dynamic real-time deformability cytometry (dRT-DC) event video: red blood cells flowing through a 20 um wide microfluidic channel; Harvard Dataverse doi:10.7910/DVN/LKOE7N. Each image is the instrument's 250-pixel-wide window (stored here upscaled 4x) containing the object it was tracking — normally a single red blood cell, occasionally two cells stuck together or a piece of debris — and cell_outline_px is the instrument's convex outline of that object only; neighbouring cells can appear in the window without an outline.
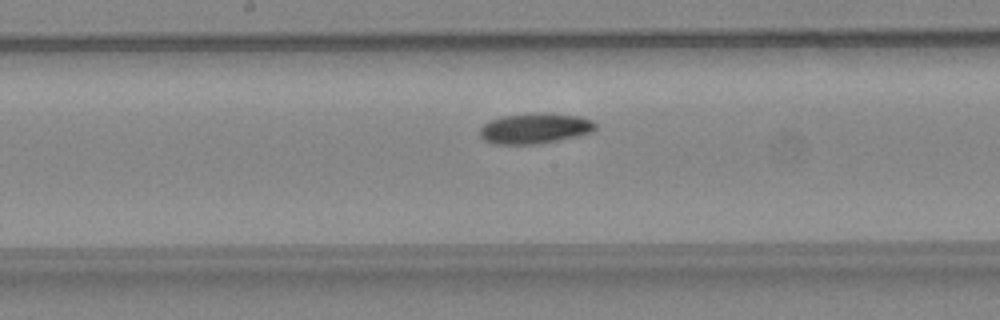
{"species": "common noctule bat (a hibernating species)", "species_latin": "Nyctalus noctula", "temperature_condition": "warm", "stored_images_in_passage": 29, "camera_frame_rate_fps": 3000, "um_per_image_px": 0.085, "animal": {"sex": "female", "body_mass_g": 24.6, "forearm_length_mm": 56.2}, "frame": {"image": 1, "passage_image": 12, "time_ms": 3.667, "image_size_px": [1000, 320], "cell_outline_px": [[596, 128], [592, 132], [576, 136], [536, 144], [496, 144], [484, 140], [480, 136], [480, 128], [484, 124], [492, 120], [504, 116], [528, 112], [540, 112], [580, 116], [592, 120], [596, 124]], "centroid_in_image_um": [45.47, 10.9], "position_along_channel_um": 202.7, "area_um2": 20.52}}
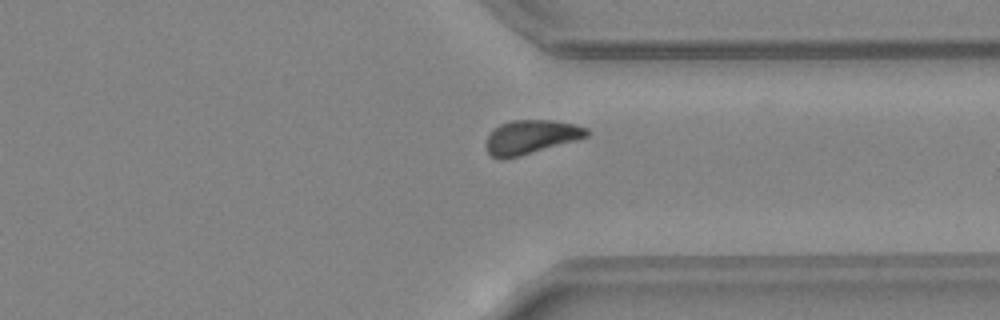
{"frame": {"image": 2, "passage_image": 23, "time_ms": 7.333, "image_size_px": [1000, 320], "cell_outline_px": [[592, 132], [588, 136], [576, 140], [520, 156], [504, 160], [500, 160], [492, 156], [488, 152], [484, 144], [484, 140], [500, 124], [512, 120], [552, 120], [576, 124], [588, 128]], "centroid_in_image_um": [45.13, 11.65], "position_along_channel_um": 366.3, "area_um2": 20.11}}
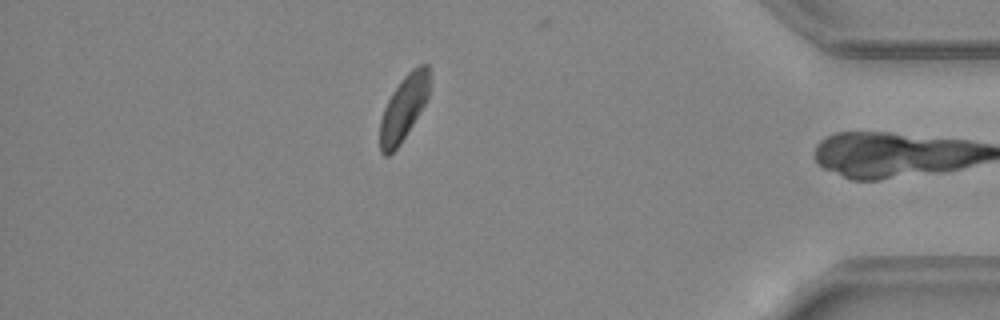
{"frame": {"image": 3, "passage_image": 28, "time_ms": 9.0, "image_size_px": [1000, 320], "cell_outline_px": [[428, 96], [424, 104], [400, 144], [388, 156], [384, 156], [380, 152], [380, 120], [384, 108], [392, 92], [400, 80], [412, 68], [420, 64], [428, 64]], "centroid_in_image_um": [34.28, 9.18], "position_along_channel_um": 400.9, "area_um2": 18.38}, "authors_computed_cell_mechanics": {"area_um2": 20.4612, "velocity_mm_per_s": 4.4712, "shape_relaxation_time_tau1_ms": 6.638, "shape_relaxation_time_tau2_ms": null, "deformation_change_tau1": 0.1443, "deformation_change_tau2": null}}